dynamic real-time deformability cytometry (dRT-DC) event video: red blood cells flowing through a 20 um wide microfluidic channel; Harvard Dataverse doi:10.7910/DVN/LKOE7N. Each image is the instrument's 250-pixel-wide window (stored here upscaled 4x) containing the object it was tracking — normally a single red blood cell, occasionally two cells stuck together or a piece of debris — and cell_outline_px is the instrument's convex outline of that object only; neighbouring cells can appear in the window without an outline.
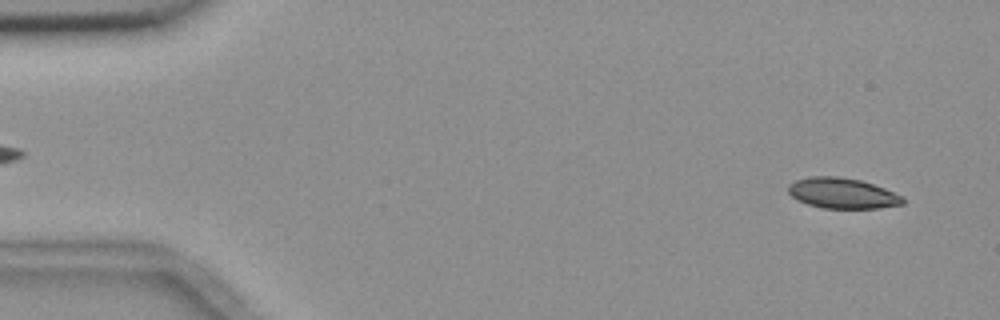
{"species": "common noctule bat (a hibernating species)", "species_latin": "Nyctalus noctula", "temperature_condition": "room temperature", "stored_images_in_passage": 56, "segment_of_instrument_passage": [1, 2], "camera_frame_rate_fps": 3000, "um_per_image_px": 0.085, "animal": {"sex": "female", "body_mass_g": 18.4}, "frame": {"image": 1, "passage_image": 3, "time_ms": 0.667, "image_size_px": [1000, 320], "cell_outline_px": [[904, 204], [880, 208], [820, 208], [796, 200], [788, 192], [788, 184], [796, 180], [808, 176], [836, 176], [860, 180], [884, 188], [904, 196]], "centroid_in_image_um": [71.59, 16.42], "position_along_channel_um": 13.4, "area_um2": 20.52}}
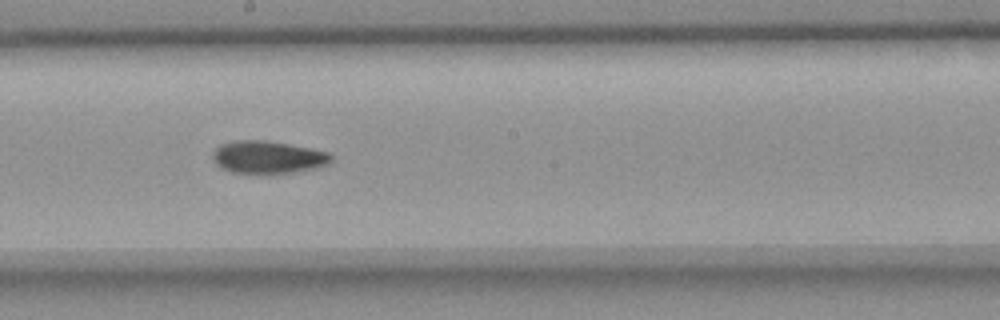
{"frame": {"image": 2, "passage_image": 30, "time_ms": 9.667, "image_size_px": [1000, 320], "cell_outline_px": [[332, 160], [328, 164], [316, 168], [272, 176], [232, 172], [220, 168], [212, 160], [212, 152], [220, 144], [236, 140], [268, 140], [312, 148], [328, 152], [332, 156]], "centroid_in_image_um": [22.75, 13.39], "position_along_channel_um": 225.4, "area_um2": 23.35}}
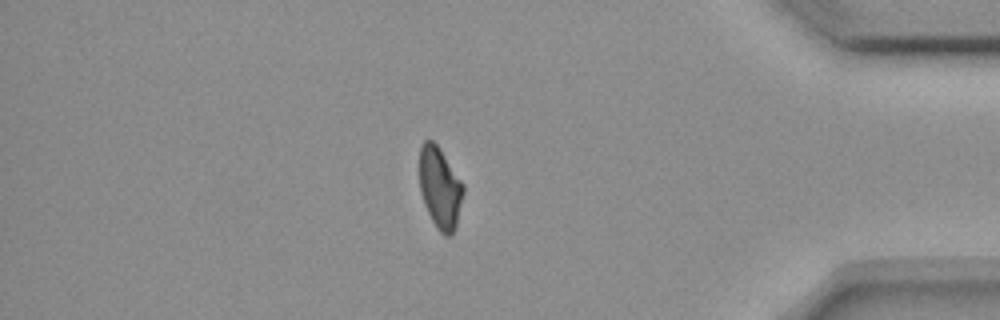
{"frame": {"image": 3, "passage_image": 47, "time_ms": 15.333, "image_size_px": [1000, 320], "cell_outline_px": [[464, 192], [456, 224], [452, 236], [444, 236], [436, 228], [424, 204], [420, 192], [420, 148], [424, 140], [432, 140], [440, 148], [464, 184]], "centroid_in_image_um": [37.4, 15.97], "position_along_channel_um": 397.8, "area_um2": 20.81}}